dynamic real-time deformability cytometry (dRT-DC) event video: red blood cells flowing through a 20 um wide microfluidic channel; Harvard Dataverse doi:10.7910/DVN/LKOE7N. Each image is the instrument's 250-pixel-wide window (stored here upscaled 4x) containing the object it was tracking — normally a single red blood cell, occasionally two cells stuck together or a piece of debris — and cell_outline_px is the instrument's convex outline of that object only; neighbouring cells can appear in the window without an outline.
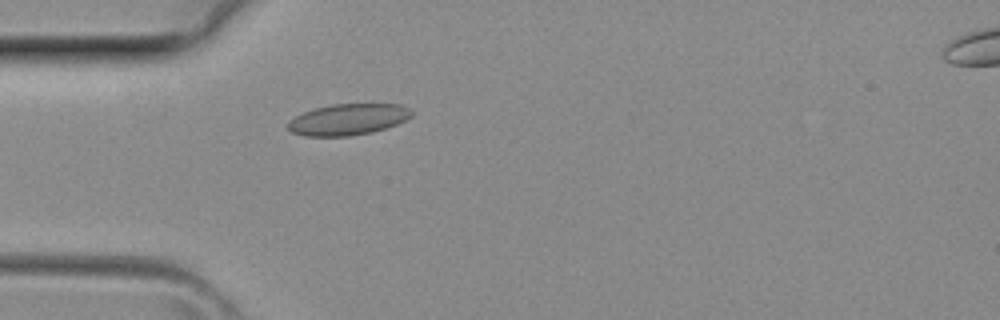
{"species": "common noctule bat (a hibernating species)", "species_latin": "Nyctalus noctula", "temperature_condition": "room temperature", "stored_images_in_passage": 25, "camera_frame_rate_fps": 3000, "um_per_image_px": 0.085, "animal": {"sex": "female", "body_mass_g": 29.2, "forearm_length_mm": 56.3}, "frame": {"image": 1, "passage_image": 3, "time_ms": 0.667, "image_size_px": [1000, 320], "cell_outline_px": [[412, 116], [396, 124], [372, 132], [348, 136], [304, 136], [292, 132], [288, 128], [288, 120], [304, 112], [316, 108], [332, 104], [400, 104], [408, 108], [412, 112]], "centroid_in_image_um": [29.56, 10.15], "position_along_channel_um": 55.4, "area_um2": 22.31}}
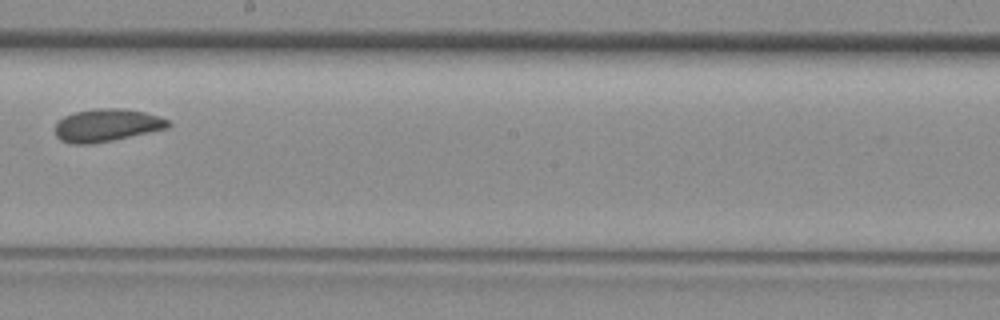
{"frame": {"image": 2, "passage_image": 14, "time_ms": 4.333, "image_size_px": [1000, 320], "cell_outline_px": [[172, 124], [168, 128], [112, 140], [92, 144], [72, 144], [60, 140], [56, 136], [56, 124], [64, 116], [76, 112], [96, 108], [120, 108], [144, 112], [168, 120]], "centroid_in_image_um": [9.06, 10.65], "position_along_channel_um": 239.1, "area_um2": 21.33}}
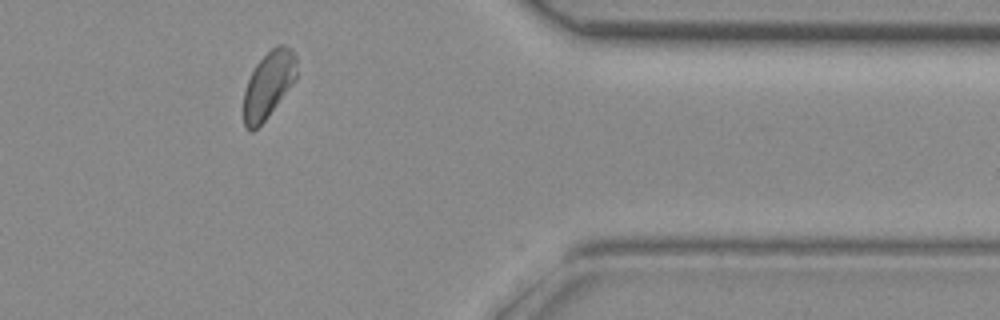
{"frame": {"image": 3, "passage_image": 24, "time_ms": 7.667, "image_size_px": [1000, 320], "cell_outline_px": [[296, 80], [268, 116], [252, 132], [244, 124], [244, 92], [248, 80], [256, 64], [276, 44], [284, 44], [292, 48], [296, 56]], "centroid_in_image_um": [22.84, 7.16], "position_along_channel_um": 388.6, "area_um2": 20.4}}